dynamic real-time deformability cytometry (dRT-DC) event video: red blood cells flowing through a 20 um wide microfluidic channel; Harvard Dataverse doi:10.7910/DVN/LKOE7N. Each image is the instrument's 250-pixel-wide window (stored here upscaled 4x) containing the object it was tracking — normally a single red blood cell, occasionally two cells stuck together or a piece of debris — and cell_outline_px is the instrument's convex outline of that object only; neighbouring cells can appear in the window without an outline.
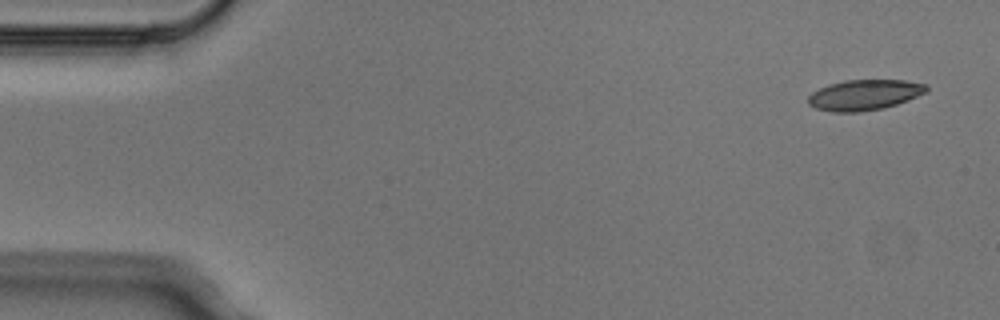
{"species": "Egyptian fruit bat (a non-hibernating species)", "species_latin": "Rousettus aegyptiacus", "temperature_condition": "cold", "stored_images_in_passage": 5, "camera_frame_rate_fps": 3000, "um_per_image_px": 0.085, "animal": {"sex": "male"}, "frame": {"image": 1, "passage_image": 1, "time_ms": 0.0, "image_size_px": [1000, 320], "cell_outline_px": [[928, 92], [908, 100], [884, 108], [860, 112], [832, 112], [816, 108], [808, 104], [808, 96], [812, 92], [828, 84], [844, 80], [904, 80], [928, 84]], "centroid_in_image_um": [73.49, 8.06], "position_along_channel_um": 11.5, "area_um2": 21.21}}
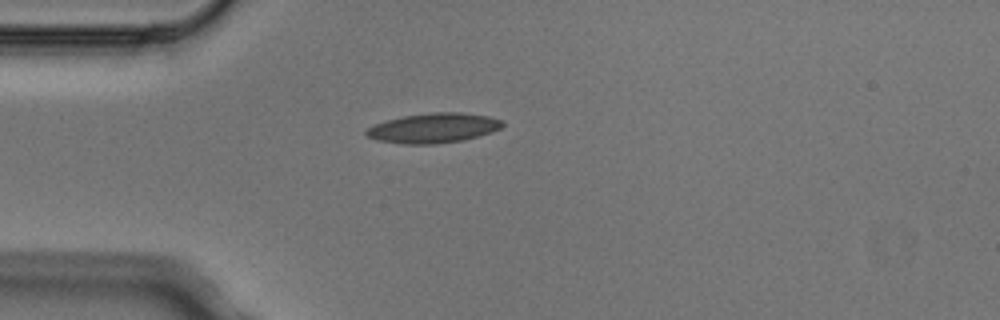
{"frame": {"image": 2, "passage_image": 4, "time_ms": 1.0, "image_size_px": [1000, 320], "cell_outline_px": [[504, 124], [500, 128], [492, 132], [464, 140], [436, 144], [404, 144], [376, 140], [368, 136], [364, 132], [368, 128], [376, 124], [388, 120], [404, 116], [432, 112], [460, 112], [488, 116], [504, 120]], "centroid_in_image_um": [36.88, 10.88], "position_along_channel_um": 48.1, "area_um2": 23.58}}